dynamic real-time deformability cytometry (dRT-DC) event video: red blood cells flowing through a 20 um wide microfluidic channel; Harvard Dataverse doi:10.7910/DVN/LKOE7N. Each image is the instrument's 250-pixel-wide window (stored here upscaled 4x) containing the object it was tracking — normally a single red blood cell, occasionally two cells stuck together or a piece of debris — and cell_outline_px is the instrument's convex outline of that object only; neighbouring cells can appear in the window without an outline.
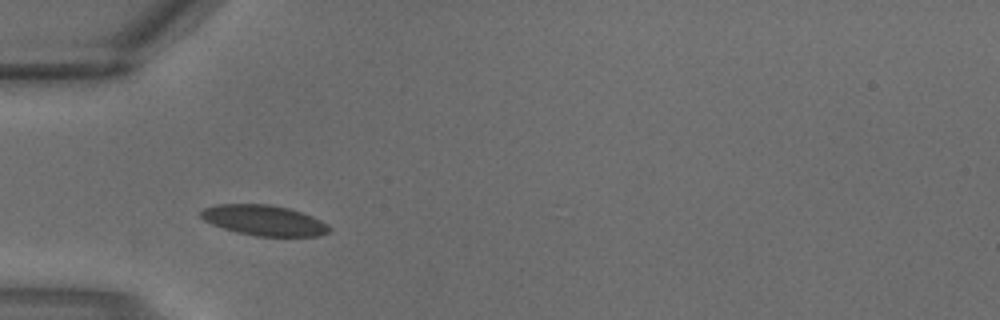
{"species": "common noctule bat (a hibernating species)", "species_latin": "Nyctalus noctula", "temperature_condition": "warm", "stored_images_in_passage": 2, "camera_frame_rate_fps": 3000, "um_per_image_px": 0.085, "animal": {"sex": "male", "body_mass_g": 18.8}, "frame": {"image": 1, "passage_image": 2, "time_ms": 0.333, "image_size_px": [1000, 320], "cell_outline_px": [[332, 232], [320, 236], [256, 236], [236, 232], [212, 224], [204, 220], [200, 216], [200, 212], [204, 208], [216, 204], [272, 204], [288, 208], [312, 216], [328, 224], [332, 228]], "centroid_in_image_um": [22.47, 18.73], "position_along_channel_um": 62.5, "area_um2": 22.89}}